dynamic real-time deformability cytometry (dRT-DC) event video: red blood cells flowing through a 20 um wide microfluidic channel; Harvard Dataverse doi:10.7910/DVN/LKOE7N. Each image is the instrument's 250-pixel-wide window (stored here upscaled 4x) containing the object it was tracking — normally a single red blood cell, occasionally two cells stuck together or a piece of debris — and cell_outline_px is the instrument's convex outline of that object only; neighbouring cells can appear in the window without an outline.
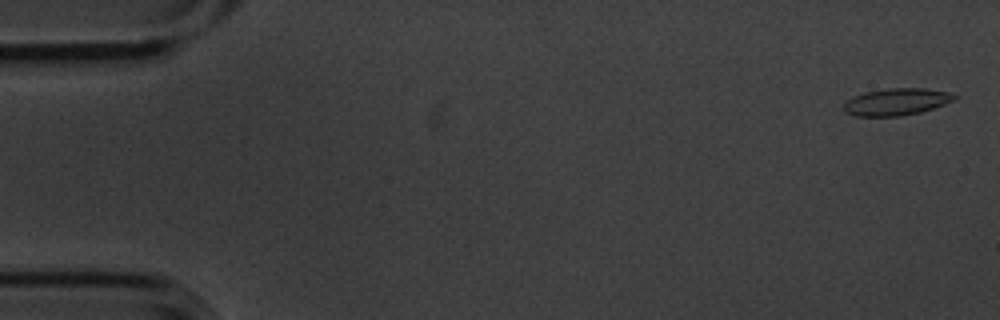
{"species": "common noctule bat (a hibernating species)", "species_latin": "Nyctalus noctula", "temperature_condition": "cold", "stored_images_in_passage": 4, "camera_frame_rate_fps": 3000, "um_per_image_px": 0.085, "animal": {"sex": "male", "body_mass_g": 20.1, "forearm_length_mm": 53.5}, "frame": {"image": 1, "passage_image": 1, "time_ms": 0.0, "image_size_px": [1000, 320], "cell_outline_px": [[956, 100], [920, 112], [900, 116], [856, 116], [844, 112], [844, 104], [852, 96], [864, 92], [888, 88], [924, 88], [948, 92], [956, 96]], "centroid_in_image_um": [76.17, 8.65], "position_along_channel_um": 8.8, "area_um2": 17.34}}